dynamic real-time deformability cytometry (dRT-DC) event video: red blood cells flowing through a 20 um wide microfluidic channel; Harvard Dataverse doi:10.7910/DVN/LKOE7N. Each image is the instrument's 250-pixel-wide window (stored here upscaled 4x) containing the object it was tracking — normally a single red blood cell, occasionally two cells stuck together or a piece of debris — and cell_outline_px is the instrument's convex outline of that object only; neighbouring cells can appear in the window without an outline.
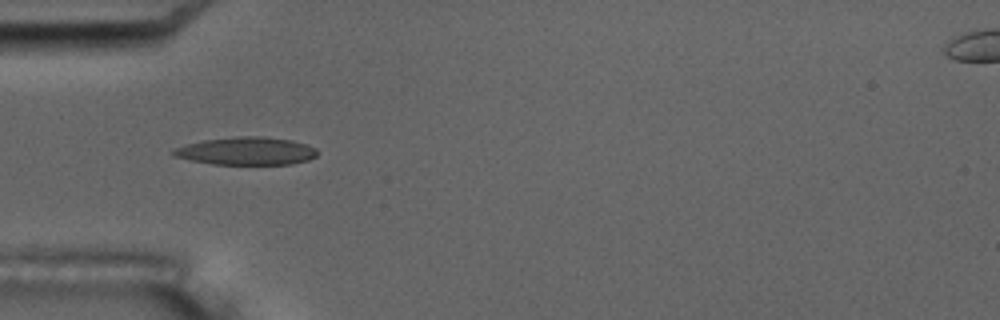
{"species": "common noctule bat (a hibernating species)", "species_latin": "Nyctalus noctula", "temperature_condition": "room temperature", "stored_images_in_passage": 5, "camera_frame_rate_fps": 3000, "um_per_image_px": 0.085, "animal": {"sex": "male", "body_mass_g": 17.5, "forearm_length_mm": 52.3}, "frame": {"image": 1, "passage_image": 4, "time_ms": 4.667, "image_size_px": [1000, 320], "cell_outline_px": [[316, 156], [308, 160], [292, 164], [212, 164], [192, 160], [176, 156], [168, 152], [172, 148], [204, 140], [236, 136], [264, 136], [292, 140], [316, 148]], "centroid_in_image_um": [20.92, 12.83], "position_along_channel_um": 64.1, "area_um2": 23.29}}